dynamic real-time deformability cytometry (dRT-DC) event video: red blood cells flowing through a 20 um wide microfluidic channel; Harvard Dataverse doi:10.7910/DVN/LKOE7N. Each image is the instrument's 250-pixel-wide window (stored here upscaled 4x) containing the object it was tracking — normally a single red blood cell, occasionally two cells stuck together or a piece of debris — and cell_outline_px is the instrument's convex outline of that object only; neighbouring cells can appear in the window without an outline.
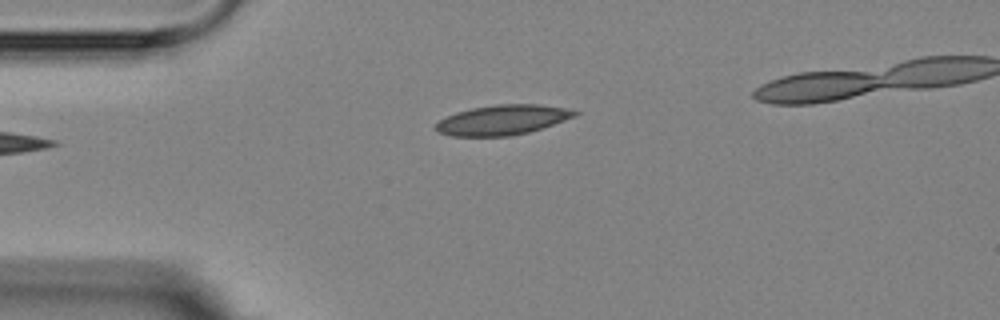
{"species": "Egyptian fruit bat (a non-hibernating species)", "species_latin": "Rousettus aegyptiacus", "temperature_condition": "room temperature", "stored_images_in_passage": 4, "camera_frame_rate_fps": 3000, "um_per_image_px": 0.085, "animal": {"sex": "female"}, "frame": {"image": 1, "passage_image": 4, "time_ms": 3.667, "image_size_px": [1000, 320], "cell_outline_px": [[580, 112], [576, 116], [528, 132], [512, 136], [448, 136], [436, 132], [436, 124], [440, 120], [456, 112], [472, 108], [496, 104], [540, 104], [568, 108]], "centroid_in_image_um": [42.71, 10.19], "position_along_channel_um": 42.3, "area_um2": 24.22}}